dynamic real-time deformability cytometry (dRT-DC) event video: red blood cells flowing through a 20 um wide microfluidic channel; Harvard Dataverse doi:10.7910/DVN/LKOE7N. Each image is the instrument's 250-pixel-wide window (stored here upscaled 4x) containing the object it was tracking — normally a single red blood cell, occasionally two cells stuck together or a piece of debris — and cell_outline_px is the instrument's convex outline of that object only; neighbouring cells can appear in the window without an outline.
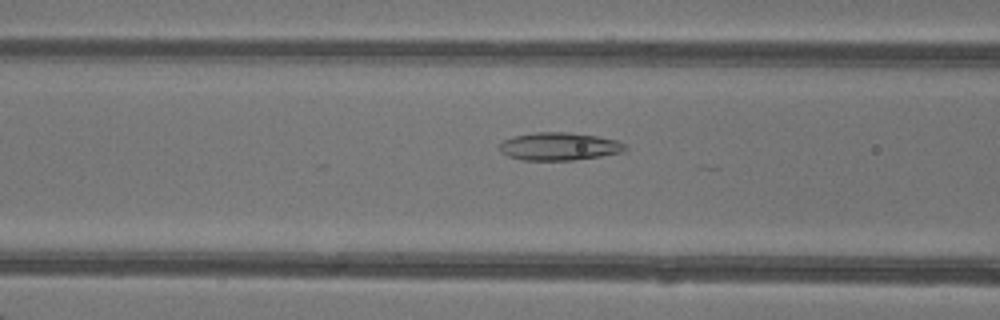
{"species": "common noctule bat (a hibernating species)", "species_latin": "Nyctalus noctula", "temperature_condition": "warm", "stored_images_in_passage": 45, "camera_frame_rate_fps": 3000, "um_per_image_px": 0.085, "animal": {"sex": "female"}, "frame": {"image": 1, "passage_image": 17, "time_ms": 5.333, "image_size_px": [1000, 320], "cell_outline_px": [[628, 148], [624, 152], [600, 156], [572, 160], [520, 160], [508, 156], [500, 152], [500, 144], [504, 140], [512, 136], [536, 132], [568, 132], [596, 136], [616, 140], [624, 144]], "centroid_in_image_um": [47.52, 12.44], "position_along_channel_um": 119.1, "area_um2": 20.4}}
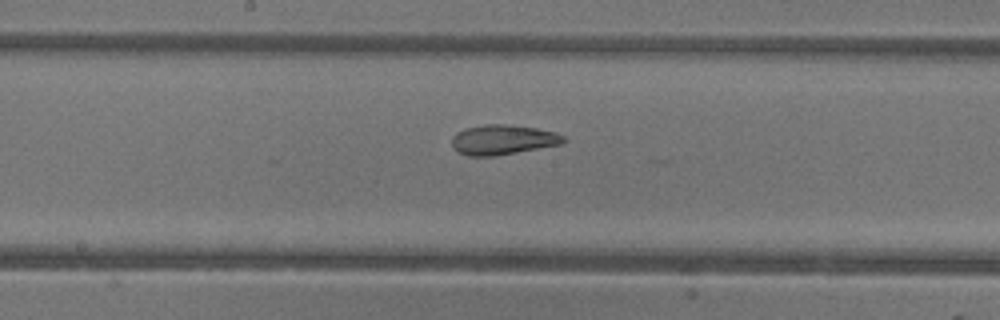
{"frame": {"image": 2, "passage_image": 23, "time_ms": 7.333, "image_size_px": [1000, 320], "cell_outline_px": [[568, 140], [560, 144], [496, 156], [468, 156], [460, 152], [452, 144], [452, 136], [456, 132], [464, 128], [484, 124], [508, 124], [536, 128], [556, 132], [564, 136]], "centroid_in_image_um": [42.75, 11.86], "position_along_channel_um": 205.5, "area_um2": 19.48}}
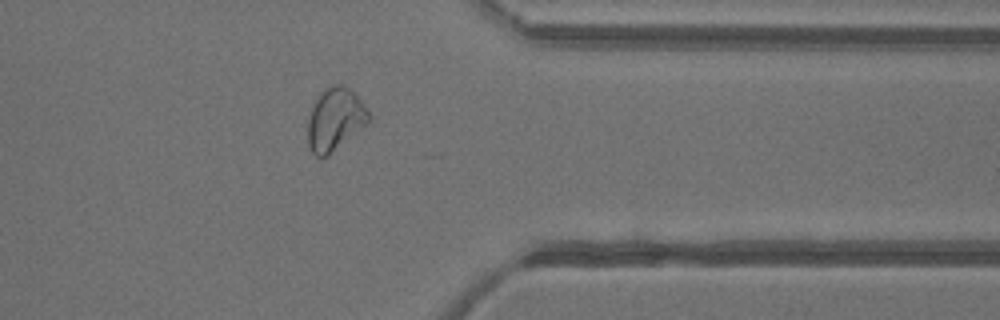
{"frame": {"image": 3, "passage_image": 36, "time_ms": 11.667, "image_size_px": [1000, 320], "cell_outline_px": [[372, 116], [368, 124], [328, 156], [316, 156], [312, 152], [308, 144], [308, 116], [320, 92], [324, 88], [332, 84], [344, 84], [364, 104]], "centroid_in_image_um": [28.5, 10.14], "position_along_channel_um": 382.9, "area_um2": 22.37}, "authors_computed_cell_mechanics": {"area_um2": 22.4842, "velocity_mm_per_s": 4.3115, "shape_relaxation_time_tau1_ms": null, "shape_relaxation_time_tau2_ms": 2.2422, "deformation_change_tau1": null, "deformation_change_tau2": 0.0661}}